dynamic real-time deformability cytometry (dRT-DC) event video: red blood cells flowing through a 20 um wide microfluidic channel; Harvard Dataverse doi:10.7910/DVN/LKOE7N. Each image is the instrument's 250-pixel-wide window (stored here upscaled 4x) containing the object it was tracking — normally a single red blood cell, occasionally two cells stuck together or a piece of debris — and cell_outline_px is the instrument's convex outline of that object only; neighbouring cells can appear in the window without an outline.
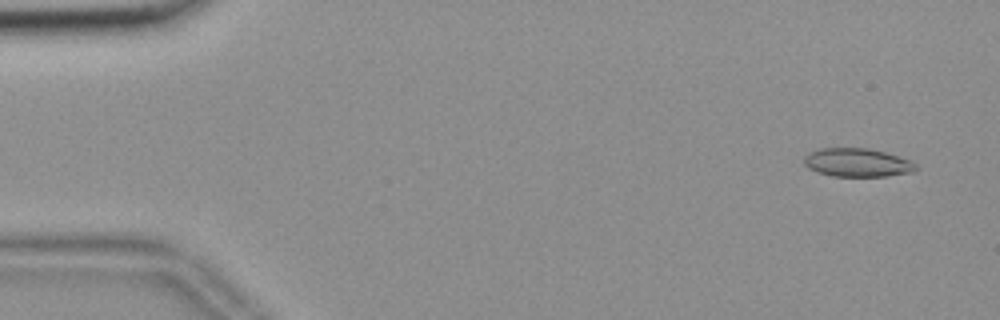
{"species": "common noctule bat (a hibernating species)", "species_latin": "Nyctalus noctula", "temperature_condition": "room temperature", "stored_images_in_passage": 9, "camera_frame_rate_fps": 3000, "um_per_image_px": 0.085, "animal": {"sex": "female", "body_mass_g": 18.4}, "frame": {"image": 1, "passage_image": 3, "time_ms": 0.667, "image_size_px": [1000, 320], "cell_outline_px": [[920, 168], [912, 172], [888, 176], [832, 176], [816, 172], [808, 168], [804, 164], [804, 156], [808, 152], [820, 148], [868, 148], [884, 152], [912, 160]], "centroid_in_image_um": [72.87, 13.82], "position_along_channel_um": 12.1, "area_um2": 18.79}}